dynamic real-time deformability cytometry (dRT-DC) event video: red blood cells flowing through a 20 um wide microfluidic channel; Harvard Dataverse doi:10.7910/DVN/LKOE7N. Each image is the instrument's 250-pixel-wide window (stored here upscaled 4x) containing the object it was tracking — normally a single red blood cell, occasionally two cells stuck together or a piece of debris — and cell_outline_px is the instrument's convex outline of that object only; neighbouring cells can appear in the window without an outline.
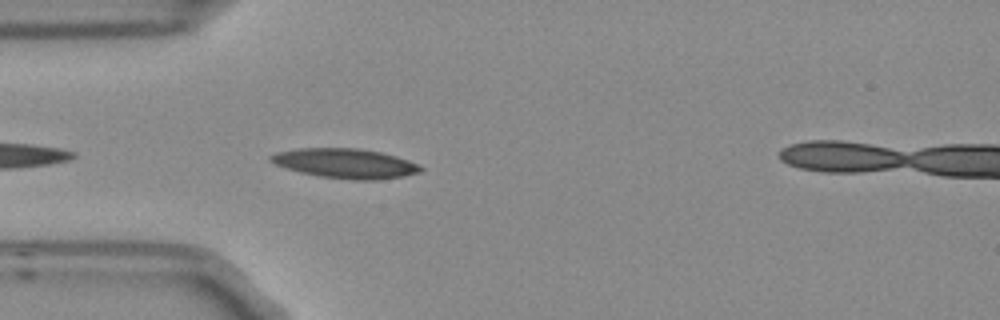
{"species": "Egyptian fruit bat (a non-hibernating species)", "species_latin": "Rousettus aegyptiacus", "temperature_condition": "room temperature", "stored_images_in_passage": 4, "camera_frame_rate_fps": 3000, "um_per_image_px": 0.085, "frame": {"image": 1, "passage_image": 4, "time_ms": 1.0, "image_size_px": [1000, 320], "cell_outline_px": [[424, 168], [420, 172], [404, 176], [376, 180], [352, 180], [320, 176], [300, 172], [284, 168], [268, 160], [268, 156], [276, 152], [300, 148], [360, 148], [380, 152], [396, 156], [420, 164]], "centroid_in_image_um": [29.36, 13.89], "position_along_channel_um": 55.6, "area_um2": 26.07}}